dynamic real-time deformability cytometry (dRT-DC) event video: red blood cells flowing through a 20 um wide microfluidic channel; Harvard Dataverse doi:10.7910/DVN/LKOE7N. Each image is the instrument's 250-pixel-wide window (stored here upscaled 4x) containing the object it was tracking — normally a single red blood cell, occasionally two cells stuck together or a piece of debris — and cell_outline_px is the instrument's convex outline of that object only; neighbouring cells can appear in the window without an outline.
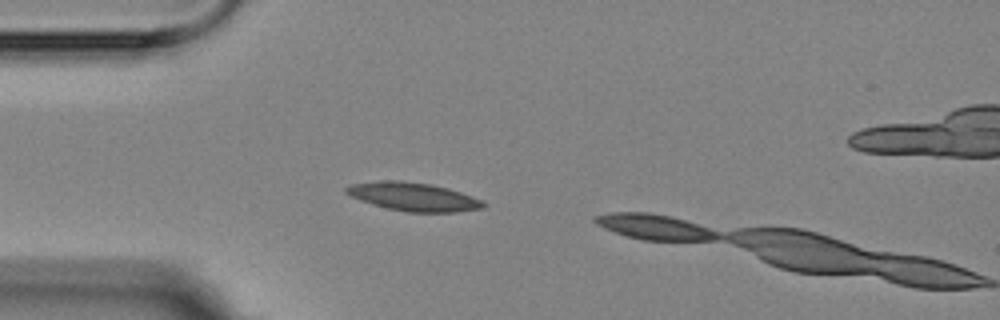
{"species": "Egyptian fruit bat (a non-hibernating species)", "species_latin": "Rousettus aegyptiacus", "temperature_condition": "room temperature", "stored_images_in_passage": 2, "camera_frame_rate_fps": 3000, "um_per_image_px": 0.085, "animal": {"sex": "female"}, "frame": {"image": 1, "passage_image": 1, "time_ms": 0.0, "image_size_px": [1000, 320], "cell_outline_px": [[488, 204], [484, 208], [456, 212], [408, 212], [388, 208], [372, 204], [360, 200], [344, 192], [344, 188], [352, 184], [380, 180], [400, 180], [432, 184], [448, 188], [472, 196]], "centroid_in_image_um": [35.14, 16.72], "position_along_channel_um": 49.9, "area_um2": 22.72}}